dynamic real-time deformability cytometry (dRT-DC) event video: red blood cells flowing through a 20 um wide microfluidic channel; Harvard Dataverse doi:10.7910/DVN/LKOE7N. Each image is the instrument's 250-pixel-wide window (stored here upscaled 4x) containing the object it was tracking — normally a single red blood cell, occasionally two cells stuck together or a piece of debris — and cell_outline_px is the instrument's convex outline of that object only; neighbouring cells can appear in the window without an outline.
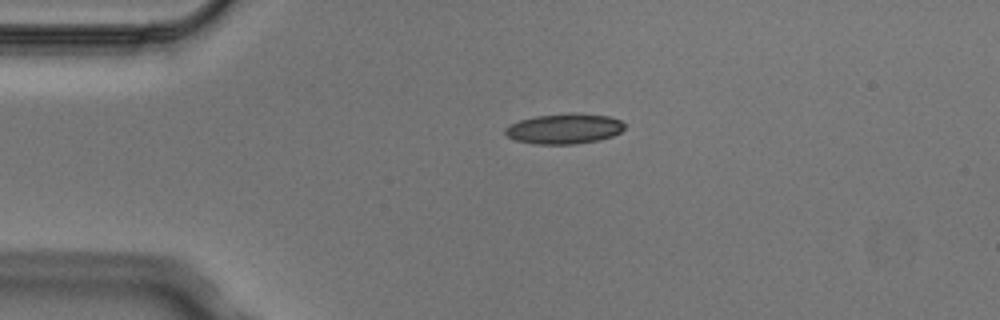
{"species": "Egyptian fruit bat (a non-hibernating species)", "species_latin": "Rousettus aegyptiacus", "temperature_condition": "cold", "stored_images_in_passage": 2, "camera_frame_rate_fps": 3000, "um_per_image_px": 0.085, "animal": {"sex": "male"}, "frame": {"image": 1, "passage_image": 1, "time_ms": 0.0, "image_size_px": [1000, 320], "cell_outline_px": [[624, 128], [620, 132], [612, 136], [600, 140], [576, 144], [536, 144], [516, 140], [508, 136], [504, 132], [504, 128], [520, 120], [536, 116], [568, 112], [576, 112], [608, 116], [620, 120], [624, 124]], "centroid_in_image_um": [47.98, 10.93], "position_along_channel_um": 37.0, "area_um2": 21.15}}